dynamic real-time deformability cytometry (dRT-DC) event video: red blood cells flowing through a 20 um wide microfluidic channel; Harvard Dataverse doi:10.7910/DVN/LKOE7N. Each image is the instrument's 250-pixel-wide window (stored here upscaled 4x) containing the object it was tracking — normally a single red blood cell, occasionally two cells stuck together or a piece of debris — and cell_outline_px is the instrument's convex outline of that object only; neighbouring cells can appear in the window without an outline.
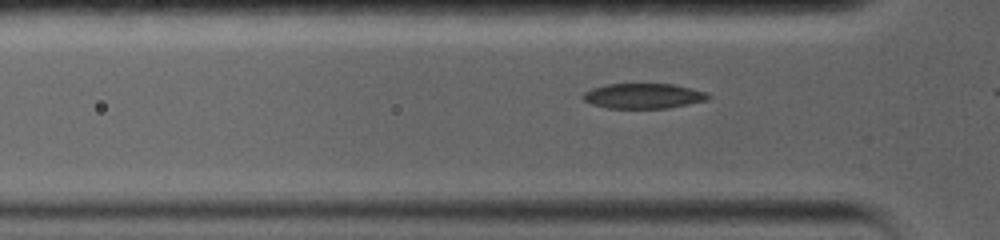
{"species": "common noctule bat (a hibernating species)", "species_latin": "Nyctalus noctula", "temperature_condition": "warm", "stored_images_in_passage": 11, "camera_frame_rate_fps": 5000, "um_per_image_px": 0.085, "animal": {"sex": "female", "body_mass_g": 19.0, "forearm_length_mm": 56.7}, "frame": {"image": 1, "passage_image": 5, "time_ms": 1.4, "image_size_px": [1000, 240], "cell_outline_px": [[712, 96], [708, 100], [668, 108], [608, 108], [592, 104], [584, 100], [580, 96], [584, 92], [592, 88], [608, 84], [672, 84], [692, 88], [708, 92]], "centroid_in_image_um": [54.71, 8.15], "position_along_channel_um": 71.1, "area_um2": 18.44}}
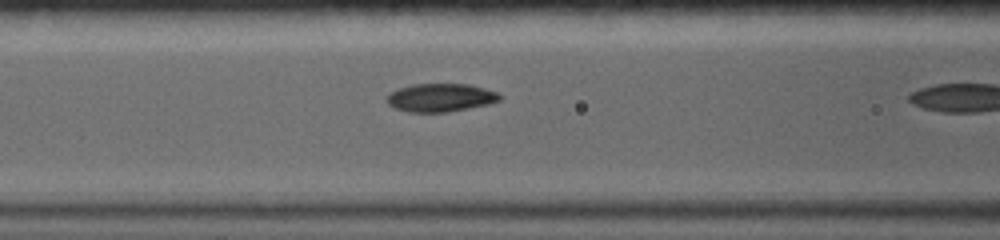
{"frame": {"image": 2, "passage_image": 10, "time_ms": 3.0, "image_size_px": [1000, 240], "cell_outline_px": [[500, 100], [488, 104], [448, 112], [408, 112], [396, 108], [388, 104], [384, 100], [388, 92], [412, 84], [468, 84], [484, 88], [496, 92], [500, 96]], "centroid_in_image_um": [37.38, 8.29], "position_along_channel_um": 129.2, "area_um2": 18.55}}